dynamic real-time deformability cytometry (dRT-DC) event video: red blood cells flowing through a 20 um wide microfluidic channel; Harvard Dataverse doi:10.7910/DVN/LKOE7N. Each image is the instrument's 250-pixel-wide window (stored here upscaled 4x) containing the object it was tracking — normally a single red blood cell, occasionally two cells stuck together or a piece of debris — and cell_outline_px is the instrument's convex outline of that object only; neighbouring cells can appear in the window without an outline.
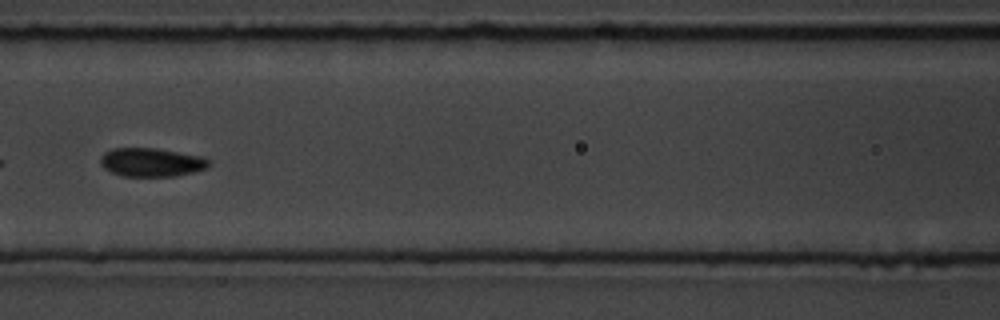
{"species": "common noctule bat (a hibernating species)", "species_latin": "Nyctalus noctula", "temperature_condition": "room temperature", "stored_images_in_passage": 16, "camera_frame_rate_fps": 3000, "um_per_image_px": 0.085, "animal": {"sex": "male", "body_mass_g": 19.5, "forearm_length_mm": 54.6}, "frame": {"image": 1, "passage_image": 7, "time_ms": 7.0, "image_size_px": [1000, 320], "cell_outline_px": [[208, 168], [176, 176], [124, 176], [112, 172], [104, 168], [100, 164], [100, 156], [104, 152], [112, 148], [156, 148], [204, 156], [208, 160]], "centroid_in_image_um": [12.86, 13.78], "position_along_channel_um": 153.7, "area_um2": 18.15}}
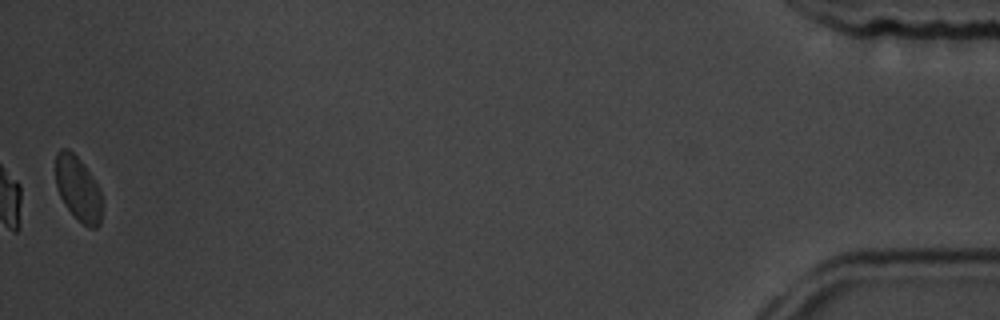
{"frame": {"image": 2, "passage_image": 16, "time_ms": 17.0, "image_size_px": [1000, 320], "cell_outline_px": [[100, 224], [96, 228], [88, 228], [64, 204], [56, 188], [56, 152], [60, 148], [68, 148], [84, 164], [100, 188]], "centroid_in_image_um": [6.61, 16.0], "position_along_channel_um": 428.6, "area_um2": 17.22}, "authors_computed_cell_mechanics": {"area_um2": 18.1781, "velocity_mm_per_s": 3.6861, "shape_relaxation_time_tau1_ms": 3.231, "shape_relaxation_time_tau2_ms": 0.1513, "deformation_change_tau1": 0.0701, "deformation_change_tau2": 0.0253}}